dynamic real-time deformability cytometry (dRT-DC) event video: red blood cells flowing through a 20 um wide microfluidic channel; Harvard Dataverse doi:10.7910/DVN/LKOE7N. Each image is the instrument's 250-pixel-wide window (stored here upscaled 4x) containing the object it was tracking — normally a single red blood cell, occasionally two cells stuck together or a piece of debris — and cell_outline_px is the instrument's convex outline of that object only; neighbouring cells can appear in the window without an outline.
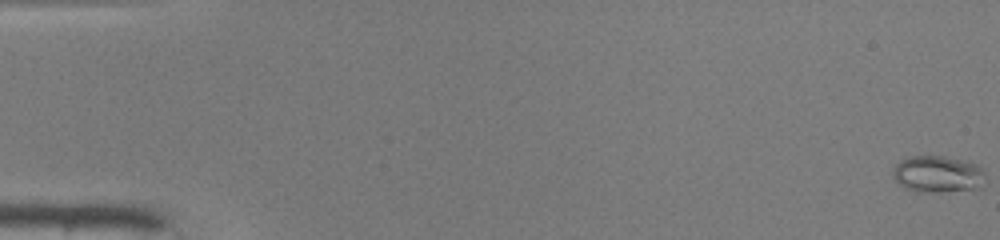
{"species": "common noctule bat (a hibernating species)", "species_latin": "Nyctalus noctula", "temperature_condition": "warm", "stored_images_in_passage": 50, "camera_frame_rate_fps": 3000, "um_per_image_px": 0.085, "animal": {"sex": "male", "body_mass_g": 19.0, "forearm_length_mm": 50.8}, "frame": {"image": 1, "passage_image": 1, "time_ms": 0.0, "image_size_px": [1000, 240], "cell_outline_px": [[984, 172], [980, 188], [936, 192], [920, 192], [904, 188], [892, 176], [892, 168], [904, 156], [944, 156], [976, 164]], "centroid_in_image_um": [79.63, 14.79], "position_along_channel_um": 5.4, "area_um2": 19.71}}
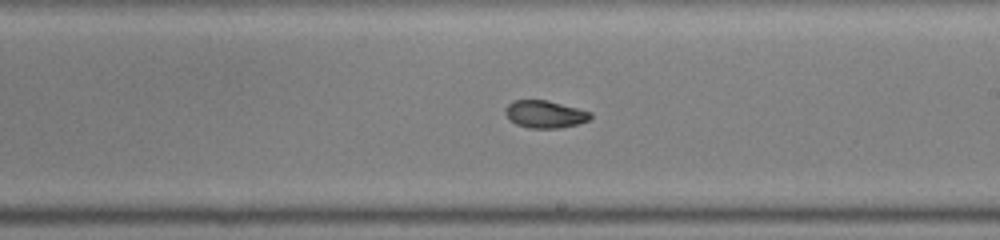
{"frame": {"image": 2, "passage_image": 30, "time_ms": 9.667, "image_size_px": [1000, 240], "cell_outline_px": [[592, 116], [588, 120], [576, 124], [560, 128], [528, 128], [516, 124], [504, 112], [504, 108], [512, 100], [548, 100], [592, 112]], "centroid_in_image_um": [46.31, 9.7], "position_along_channel_um": 242.7, "area_um2": 13.58}}
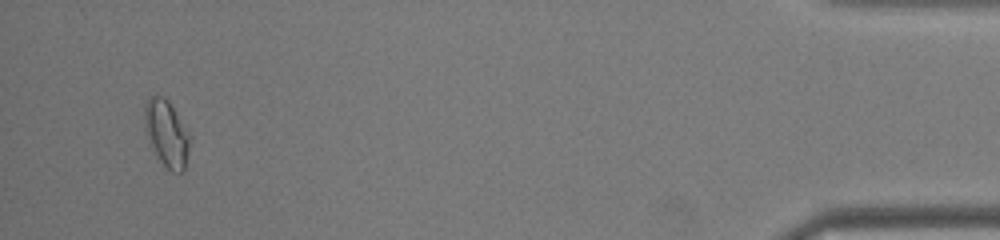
{"frame": {"image": 3, "passage_image": 48, "time_ms": 15.667, "image_size_px": [1000, 240], "cell_outline_px": [[192, 136], [184, 172], [172, 172], [160, 160], [144, 128], [144, 104], [148, 96], [164, 96], [168, 100]], "centroid_in_image_um": [14.19, 11.3], "position_along_channel_um": 421.0, "area_um2": 17.57}, "authors_computed_cell_mechanics": {"area_um2": 14.8835, "velocity_mm_per_s": 4.1799, "shape_relaxation_time_tau1_ms": null, "shape_relaxation_time_tau2_ms": 1.8716, "deformation_change_tau1": null, "deformation_change_tau2": 0.0641}}